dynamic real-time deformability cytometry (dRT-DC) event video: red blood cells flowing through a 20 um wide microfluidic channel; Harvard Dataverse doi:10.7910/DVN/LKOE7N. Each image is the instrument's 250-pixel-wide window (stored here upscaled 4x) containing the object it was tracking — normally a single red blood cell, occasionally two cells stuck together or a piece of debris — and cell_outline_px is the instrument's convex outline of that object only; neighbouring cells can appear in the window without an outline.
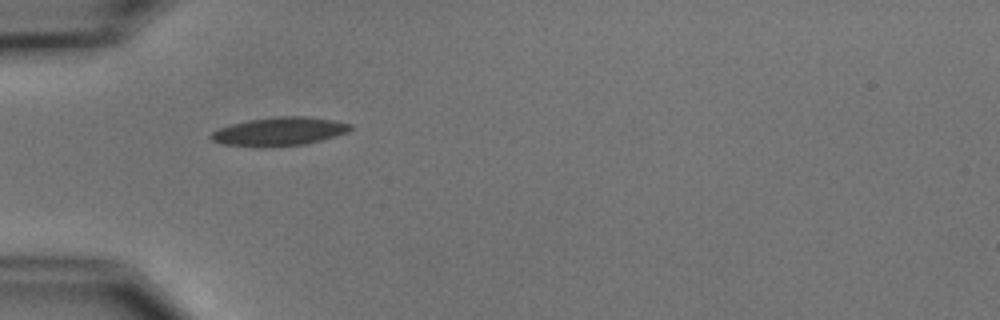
{"species": "common noctule bat (a hibernating species)", "species_latin": "Nyctalus noctula", "temperature_condition": "cold", "stored_images_in_passage": 2, "camera_frame_rate_fps": 3000, "um_per_image_px": 0.085, "animal": {"sex": "male", "body_mass_g": 15.6}, "frame": {"image": 1, "passage_image": 1, "time_ms": 0.0, "image_size_px": [1000, 320], "cell_outline_px": [[352, 128], [348, 132], [320, 140], [304, 144], [264, 148], [224, 144], [212, 140], [208, 136], [212, 132], [220, 128], [232, 124], [248, 120], [276, 116], [304, 116], [332, 120], [352, 124]], "centroid_in_image_um": [23.72, 11.18], "position_along_channel_um": 61.3, "area_um2": 23.12}}